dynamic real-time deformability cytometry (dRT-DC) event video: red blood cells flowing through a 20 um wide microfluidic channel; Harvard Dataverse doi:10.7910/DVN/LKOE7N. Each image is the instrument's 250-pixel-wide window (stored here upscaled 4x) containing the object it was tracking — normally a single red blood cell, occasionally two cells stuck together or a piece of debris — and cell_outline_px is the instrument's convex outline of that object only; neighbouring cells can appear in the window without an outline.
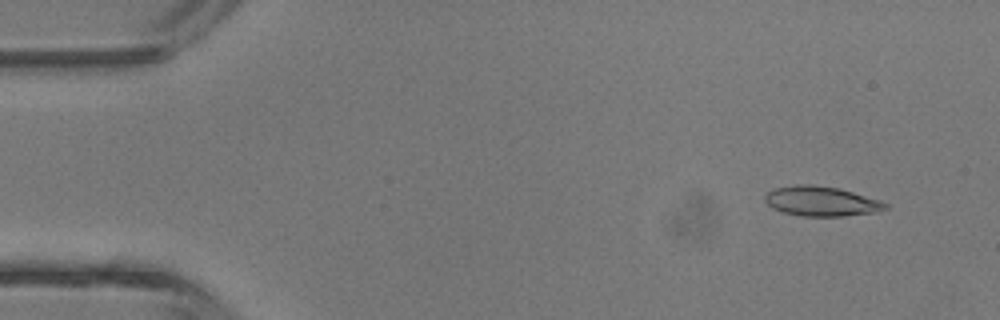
{"species": "common noctule bat (a hibernating species)", "species_latin": "Nyctalus noctula", "temperature_condition": "room temperature", "stored_images_in_passage": 4, "camera_frame_rate_fps": 3000, "um_per_image_px": 0.085, "animal": {"sex": "male", "body_mass_g": 13.3}, "frame": {"image": 1, "passage_image": 2, "time_ms": 1.0, "image_size_px": [1000, 320], "cell_outline_px": [[888, 208], [876, 212], [844, 216], [800, 216], [784, 212], [772, 208], [764, 200], [764, 196], [768, 192], [776, 188], [796, 184], [812, 184], [840, 188], [880, 200], [888, 204]], "centroid_in_image_um": [69.82, 17.1], "position_along_channel_um": 15.2, "area_um2": 20.98}}